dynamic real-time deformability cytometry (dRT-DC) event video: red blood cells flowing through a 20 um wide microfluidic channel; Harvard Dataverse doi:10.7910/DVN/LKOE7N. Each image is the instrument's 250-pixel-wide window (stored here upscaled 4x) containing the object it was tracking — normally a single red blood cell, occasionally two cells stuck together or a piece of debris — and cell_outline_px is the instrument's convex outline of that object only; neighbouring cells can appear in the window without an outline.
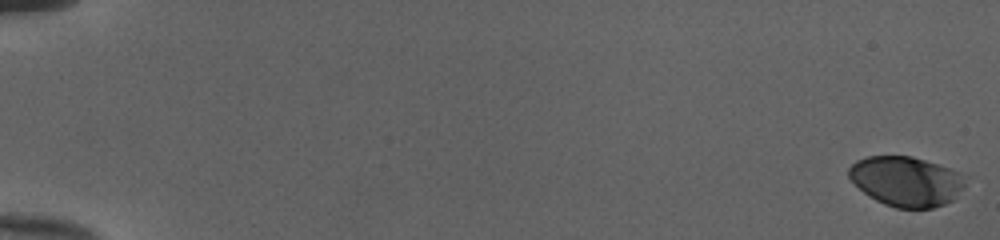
{"species": "human", "species_latin": "Homo sapiens", "temperature_condition": "cold", "stored_images_in_passage": 53, "camera_frame_rate_fps": 3000, "um_per_image_px": 0.085, "donor": {"sex": "female"}, "frame": {"image": 1, "passage_image": 1, "time_ms": 0.0, "image_size_px": [1000, 240], "cell_outline_px": [[968, 176], [964, 188], [952, 200], [944, 204], [932, 208], [896, 208], [884, 204], [876, 200], [864, 192], [848, 176], [848, 168], [856, 160], [868, 156], [912, 156], [960, 172]], "centroid_in_image_um": [77.06, 15.41], "position_along_channel_um": 7.9, "area_um2": 33.81}}
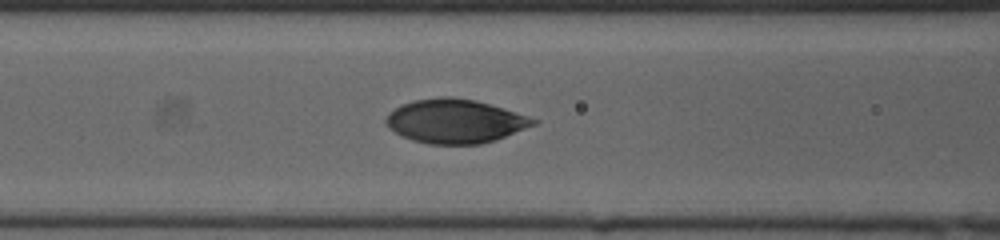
{"frame": {"image": 2, "passage_image": 25, "time_ms": 8.0, "image_size_px": [1000, 240], "cell_outline_px": [[540, 120], [536, 124], [496, 140], [480, 144], [428, 144], [412, 140], [388, 128], [384, 120], [388, 112], [412, 100], [440, 96], [452, 96], [476, 100]], "centroid_in_image_um": [38.66, 10.29], "position_along_channel_um": 127.9, "area_um2": 37.69}}
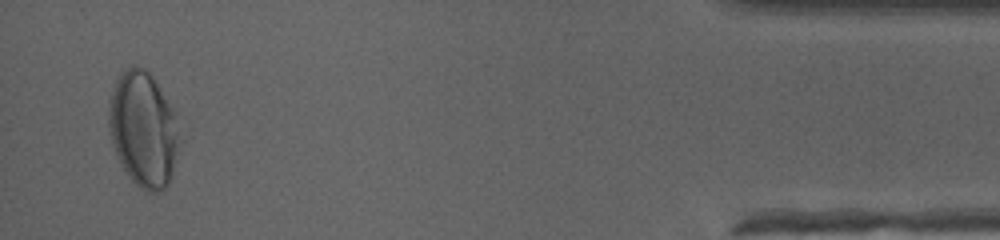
{"frame": {"image": 3, "passage_image": 52, "time_ms": 17.0, "image_size_px": [1000, 240], "cell_outline_px": [[184, 140], [172, 176], [168, 184], [164, 188], [156, 192], [148, 192], [140, 188], [128, 176], [112, 144], [108, 132], [108, 108], [112, 88], [116, 80], [124, 68], [136, 64], [144, 68], [152, 76], [176, 112]], "centroid_in_image_um": [12.24, 10.98], "position_along_channel_um": 423.0, "area_um2": 48.78}, "authors_computed_cell_mechanics": {"area_um2": 37.1076, "velocity_mm_per_s": 3.994, "shape_relaxation_time_tau1_ms": 4.68, "shape_relaxation_time_tau2_ms": null, "deformation_change_tau1": 0.1743, "deformation_change_tau2": null}}